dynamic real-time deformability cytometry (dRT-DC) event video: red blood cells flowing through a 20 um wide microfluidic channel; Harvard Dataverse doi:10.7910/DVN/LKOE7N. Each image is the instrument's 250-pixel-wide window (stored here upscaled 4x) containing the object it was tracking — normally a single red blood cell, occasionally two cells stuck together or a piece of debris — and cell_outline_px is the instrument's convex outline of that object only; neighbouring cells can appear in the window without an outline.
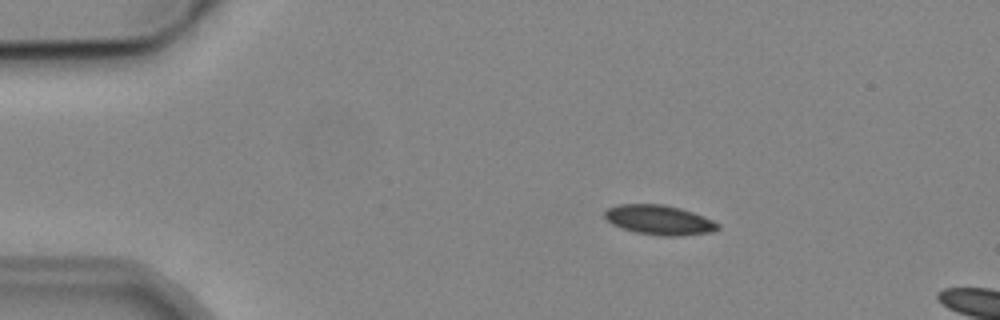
{"species": "common noctule bat (a hibernating species)", "species_latin": "Nyctalus noctula", "temperature_condition": "cold", "stored_images_in_passage": 7, "camera_frame_rate_fps": 3000, "um_per_image_px": 0.085, "animal": {"sex": "male", "body_mass_g": 19.2, "forearm_length_mm": 51.8}, "frame": {"image": 1, "passage_image": 2, "time_ms": 1.0, "image_size_px": [1000, 320], "cell_outline_px": [[720, 228], [712, 232], [684, 236], [660, 236], [636, 232], [612, 224], [604, 216], [604, 212], [608, 208], [620, 204], [660, 204], [680, 208], [692, 212], [712, 220], [720, 224]], "centroid_in_image_um": [56.06, 18.7], "position_along_channel_um": 28.9, "area_um2": 19.48}}
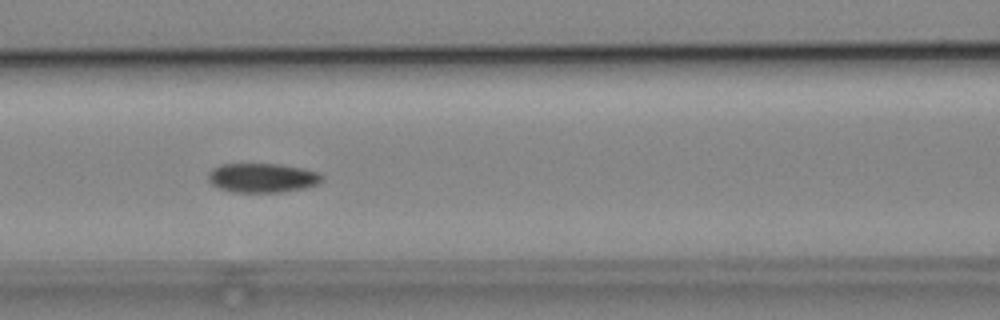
{"frame": {"image": 2, "passage_image": 6, "time_ms": 5.667, "image_size_px": [1000, 320], "cell_outline_px": [[324, 180], [308, 188], [280, 192], [232, 192], [220, 188], [212, 184], [208, 180], [208, 172], [212, 168], [220, 164], [280, 164], [304, 168], [320, 172], [324, 176]], "centroid_in_image_um": [22.34, 15.11], "position_along_channel_um": 144.3, "area_um2": 19.71}}
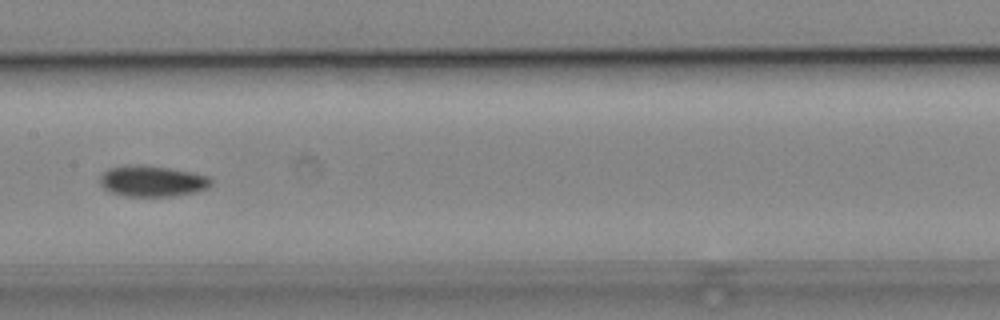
{"frame": {"image": 3, "passage_image": 7, "time_ms": 7.0, "image_size_px": [1000, 320], "cell_outline_px": [[212, 184], [208, 188], [196, 192], [172, 196], [124, 196], [112, 192], [104, 188], [100, 184], [100, 176], [108, 168], [124, 164], [140, 164], [168, 168], [192, 172], [208, 176], [212, 180]], "centroid_in_image_um": [12.93, 15.38], "position_along_channel_um": 194.5, "area_um2": 20.23}}